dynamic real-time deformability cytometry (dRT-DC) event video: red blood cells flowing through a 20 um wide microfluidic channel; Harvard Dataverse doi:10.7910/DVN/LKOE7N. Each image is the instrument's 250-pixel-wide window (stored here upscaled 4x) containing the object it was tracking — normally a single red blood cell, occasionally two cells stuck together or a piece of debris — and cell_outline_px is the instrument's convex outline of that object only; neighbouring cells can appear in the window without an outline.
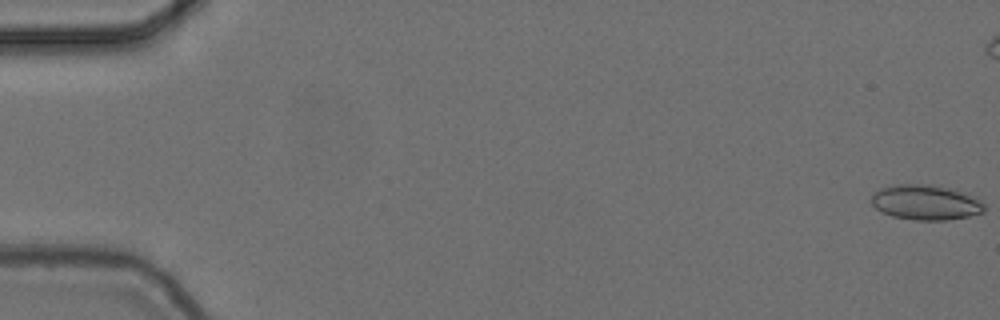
{"species": "common noctule bat (a hibernating species)", "species_latin": "Nyctalus noctula", "temperature_condition": "cold", "stored_images_in_passage": 49, "camera_frame_rate_fps": 3000, "um_per_image_px": 0.085, "animal": {"sex": "female", "body_mass_g": 24.6, "forearm_length_mm": 56.2}, "frame": {"image": 1, "passage_image": 1, "time_ms": 0.0, "image_size_px": [1000, 320], "cell_outline_px": [[984, 212], [968, 216], [944, 220], [912, 220], [892, 216], [876, 208], [872, 204], [872, 196], [880, 188], [896, 184], [924, 184], [944, 188], [984, 200]], "centroid_in_image_um": [78.67, 17.22], "position_along_channel_um": 6.3, "area_um2": 22.6}}
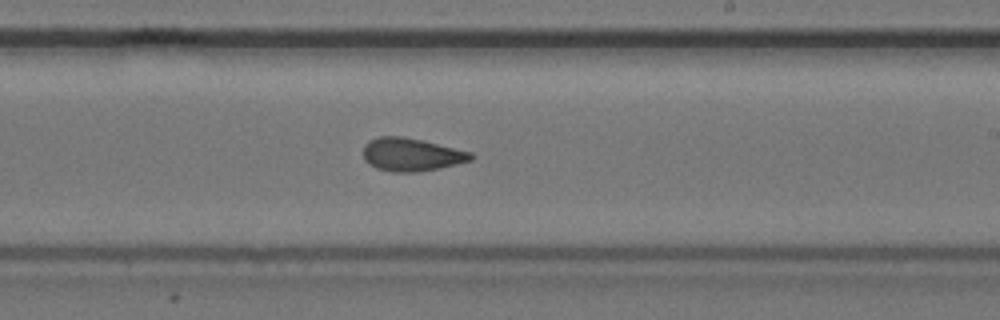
{"frame": {"image": 2, "passage_image": 34, "time_ms": 11.0, "image_size_px": [1000, 320], "cell_outline_px": [[476, 156], [472, 160], [440, 168], [420, 172], [392, 172], [376, 168], [368, 164], [364, 160], [364, 144], [368, 140], [380, 136], [404, 136], [424, 140], [472, 152]], "centroid_in_image_um": [34.98, 13.13], "position_along_channel_um": 254.0, "area_um2": 21.1}}
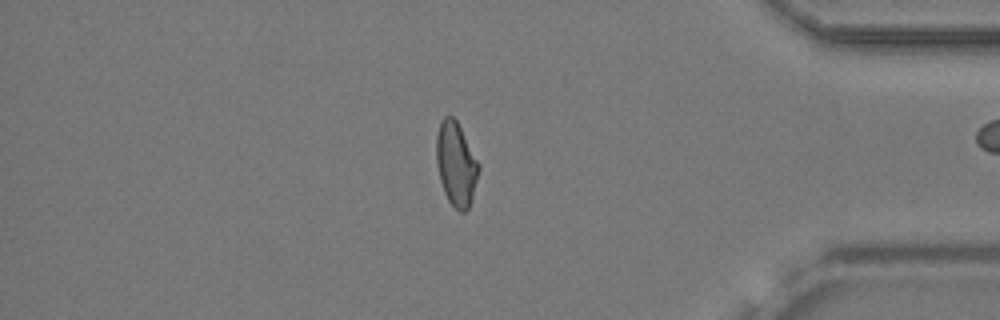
{"frame": {"image": 3, "passage_image": 48, "time_ms": 15.667, "image_size_px": [1000, 320], "cell_outline_px": [[480, 168], [472, 196], [468, 208], [464, 212], [460, 212], [448, 200], [444, 192], [440, 180], [436, 164], [436, 136], [440, 120], [444, 116], [452, 116], [456, 120], [480, 164]], "centroid_in_image_um": [38.75, 13.91], "position_along_channel_um": 396.5, "area_um2": 20.58}}